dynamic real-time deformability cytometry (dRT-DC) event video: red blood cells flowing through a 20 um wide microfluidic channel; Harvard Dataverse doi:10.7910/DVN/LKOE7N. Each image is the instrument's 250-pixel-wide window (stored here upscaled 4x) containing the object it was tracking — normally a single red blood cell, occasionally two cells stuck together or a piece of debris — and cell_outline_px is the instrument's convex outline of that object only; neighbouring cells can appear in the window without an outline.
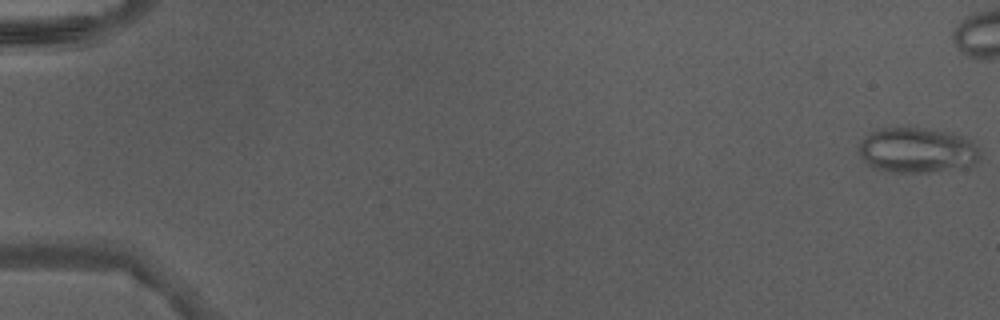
{"species": "Egyptian fruit bat (a non-hibernating species)", "species_latin": "Rousettus aegyptiacus", "temperature_condition": "warm", "stored_images_in_passage": 41, "camera_frame_rate_fps": 3000, "um_per_image_px": 0.085, "animal": {"sex": "male"}, "frame": {"image": 1, "passage_image": 1, "time_ms": 0.0, "image_size_px": [1000, 320], "cell_outline_px": [[980, 156], [972, 168], [932, 172], [888, 172], [876, 168], [868, 164], [864, 160], [856, 148], [860, 140], [872, 132], [880, 128], [924, 128], [948, 132], [976, 140]], "centroid_in_image_um": [78.01, 12.79], "position_along_channel_um": 7.0, "area_um2": 32.6}}
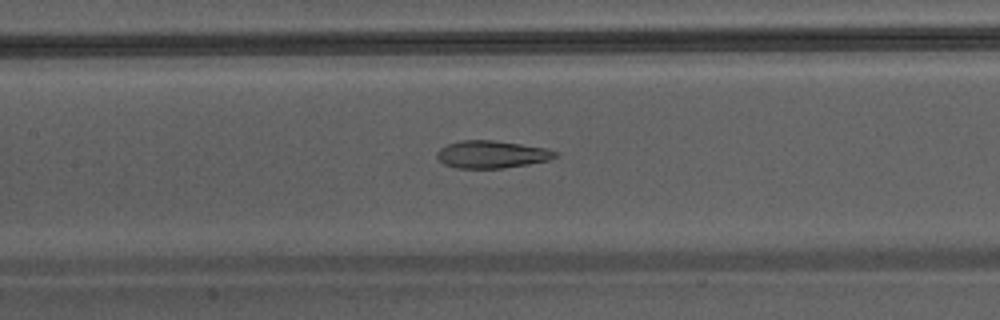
{"frame": {"image": 2, "passage_image": 24, "time_ms": 7.667, "image_size_px": [1000, 320], "cell_outline_px": [[560, 156], [548, 160], [528, 164], [504, 168], [456, 168], [444, 164], [436, 156], [436, 152], [440, 148], [448, 144], [464, 140], [492, 140], [520, 144], [544, 148], [560, 152]], "centroid_in_image_um": [41.81, 13.13], "position_along_channel_um": 165.6, "area_um2": 18.9}}